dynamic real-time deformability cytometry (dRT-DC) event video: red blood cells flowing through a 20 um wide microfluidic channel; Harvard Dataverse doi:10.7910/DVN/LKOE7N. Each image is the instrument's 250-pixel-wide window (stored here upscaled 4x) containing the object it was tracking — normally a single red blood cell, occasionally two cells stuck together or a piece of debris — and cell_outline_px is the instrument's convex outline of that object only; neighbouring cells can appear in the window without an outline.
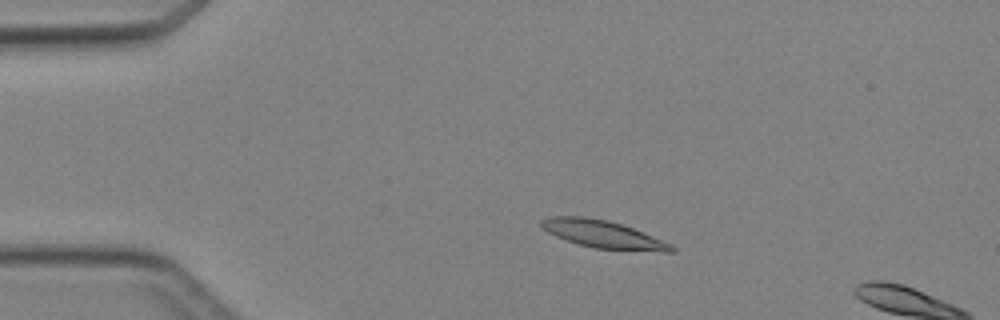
{"species": "Egyptian fruit bat (a non-hibernating species)", "species_latin": "Rousettus aegyptiacus", "temperature_condition": "cold", "stored_images_in_passage": 3, "camera_frame_rate_fps": 3000, "um_per_image_px": 0.085, "animal": {"sex": "female"}, "frame": {"image": 1, "passage_image": 2, "time_ms": 2.0, "image_size_px": [1000, 320], "cell_outline_px": [[676, 252], [660, 252], [596, 248], [580, 244], [556, 236], [548, 232], [540, 224], [540, 220], [552, 216], [584, 216], [608, 220], [632, 228], [672, 244], [676, 248]], "centroid_in_image_um": [51.3, 19.91], "position_along_channel_um": 33.7, "area_um2": 20.69}}